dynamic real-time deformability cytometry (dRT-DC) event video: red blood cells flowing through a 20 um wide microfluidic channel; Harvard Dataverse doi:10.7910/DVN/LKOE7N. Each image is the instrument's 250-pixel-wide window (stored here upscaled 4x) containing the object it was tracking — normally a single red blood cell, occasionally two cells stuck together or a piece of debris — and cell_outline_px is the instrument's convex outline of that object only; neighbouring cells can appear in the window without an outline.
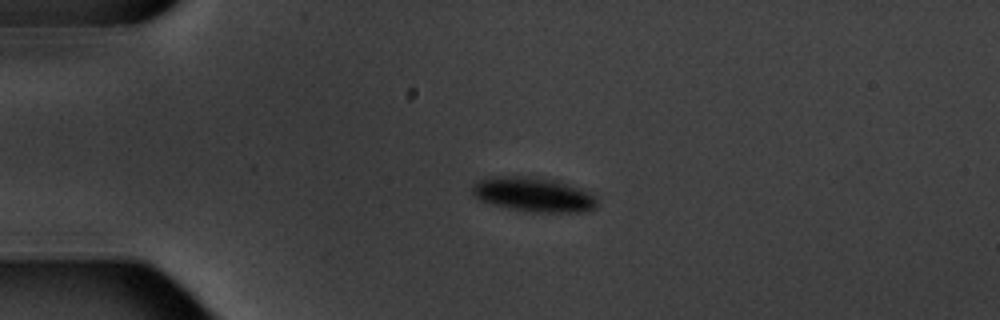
{"species": "common noctule bat (a hibernating species)", "species_latin": "Nyctalus noctula", "temperature_condition": "warm", "stored_images_in_passage": 4, "camera_frame_rate_fps": 3000, "um_per_image_px": 0.085, "animal": {"sex": "male", "body_mass_g": 20.1, "forearm_length_mm": 53.5}, "frame": {"image": 1, "passage_image": 3, "time_ms": 2.333, "image_size_px": [1000, 320], "cell_outline_px": [[596, 208], [580, 212], [528, 212], [508, 208], [476, 200], [472, 192], [472, 184], [480, 180], [496, 176], [524, 176], [548, 180], [580, 188], [596, 196]], "centroid_in_image_um": [45.29, 16.56], "position_along_channel_um": 39.7, "area_um2": 24.8}}